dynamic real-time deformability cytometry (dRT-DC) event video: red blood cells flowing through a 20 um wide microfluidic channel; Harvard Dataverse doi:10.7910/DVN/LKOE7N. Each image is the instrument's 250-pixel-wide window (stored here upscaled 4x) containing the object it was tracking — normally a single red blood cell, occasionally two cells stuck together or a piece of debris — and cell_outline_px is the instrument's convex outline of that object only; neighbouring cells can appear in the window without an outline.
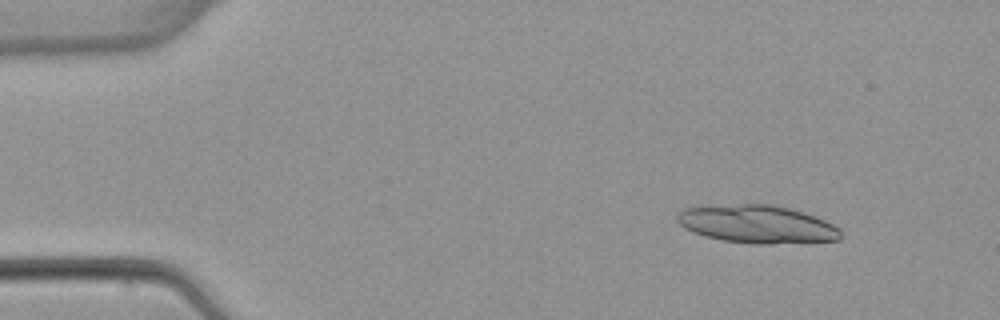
{"species": "common noctule bat (a hibernating species)", "species_latin": "Nyctalus noctula", "temperature_condition": "warm", "stored_images_in_passage": 6, "camera_frame_rate_fps": 3000, "um_per_image_px": 0.085, "animal": {"sex": "female", "body_mass_g": 22.7, "forearm_length_mm": 54.2}, "frame": {"image": 1, "passage_image": 2, "time_ms": 1.333, "image_size_px": [1000, 320], "cell_outline_px": [[840, 240], [772, 244], [752, 244], [724, 240], [704, 236], [692, 232], [684, 228], [676, 220], [676, 216], [684, 208], [740, 204], [772, 204], [804, 212], [816, 216], [840, 228]], "centroid_in_image_um": [64.36, 19.06], "position_along_channel_um": 20.6, "area_um2": 36.13}}
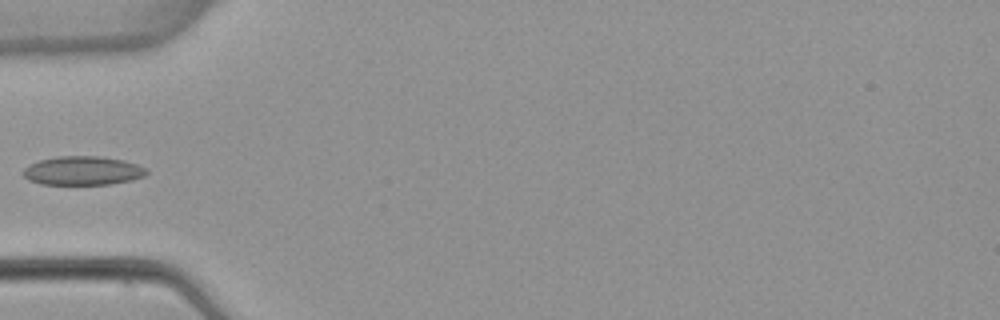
{"frame": {"image": 2, "passage_image": 5, "time_ms": 5.333, "image_size_px": [1000, 320], "cell_outline_px": [[148, 172], [144, 176], [132, 180], [112, 184], [40, 184], [28, 180], [24, 176], [24, 168], [40, 160], [56, 156], [100, 156], [124, 160], [148, 168]], "centroid_in_image_um": [7.07, 14.51], "position_along_channel_um": 77.9, "area_um2": 20.75}}
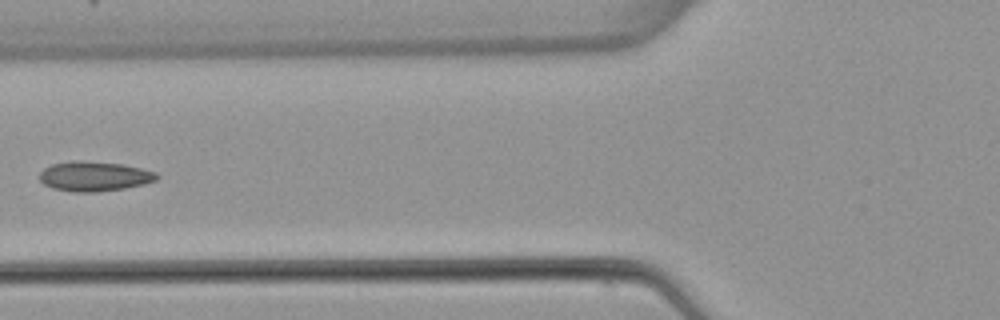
{"frame": {"image": 3, "passage_image": 6, "time_ms": 6.333, "image_size_px": [1000, 320], "cell_outline_px": [[160, 176], [156, 180], [144, 184], [124, 188], [96, 192], [72, 192], [52, 188], [44, 184], [40, 180], [40, 172], [44, 168], [52, 164], [80, 160], [124, 164], [156, 172]], "centroid_in_image_um": [8.02, 14.99], "position_along_channel_um": 117.8, "area_um2": 20.35}}